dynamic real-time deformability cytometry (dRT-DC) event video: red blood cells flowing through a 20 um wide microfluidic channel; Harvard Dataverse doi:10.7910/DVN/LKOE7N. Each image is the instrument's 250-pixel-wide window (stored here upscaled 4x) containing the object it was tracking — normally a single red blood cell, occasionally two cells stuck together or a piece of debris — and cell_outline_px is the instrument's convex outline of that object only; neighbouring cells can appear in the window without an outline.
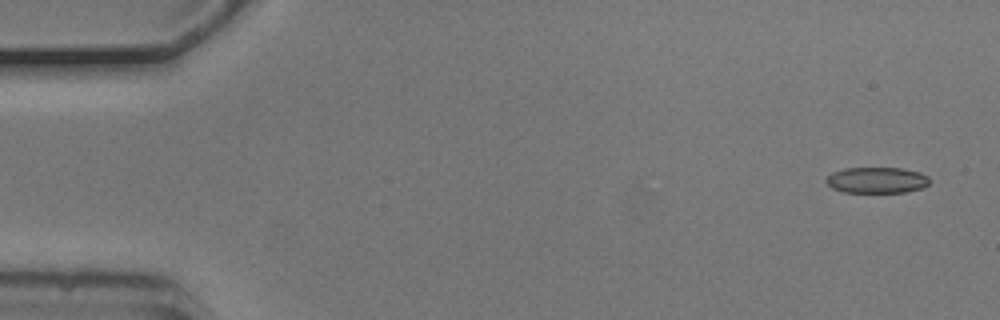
{"species": "common noctule bat (a hibernating species)", "species_latin": "Nyctalus noctula", "temperature_condition": "cold", "stored_images_in_passage": 4, "camera_frame_rate_fps": 3000, "um_per_image_px": 0.085, "animal": {"sex": "male", "body_mass_g": 20.5, "forearm_length_mm": 52.5}, "frame": {"image": 1, "passage_image": 1, "time_ms": 0.0, "image_size_px": [1000, 320], "cell_outline_px": [[928, 184], [924, 188], [904, 192], [844, 192], [832, 188], [824, 180], [832, 172], [844, 168], [900, 168], [920, 172], [928, 176]], "centroid_in_image_um": [74.52, 15.31], "position_along_channel_um": 10.5, "area_um2": 15.66}}